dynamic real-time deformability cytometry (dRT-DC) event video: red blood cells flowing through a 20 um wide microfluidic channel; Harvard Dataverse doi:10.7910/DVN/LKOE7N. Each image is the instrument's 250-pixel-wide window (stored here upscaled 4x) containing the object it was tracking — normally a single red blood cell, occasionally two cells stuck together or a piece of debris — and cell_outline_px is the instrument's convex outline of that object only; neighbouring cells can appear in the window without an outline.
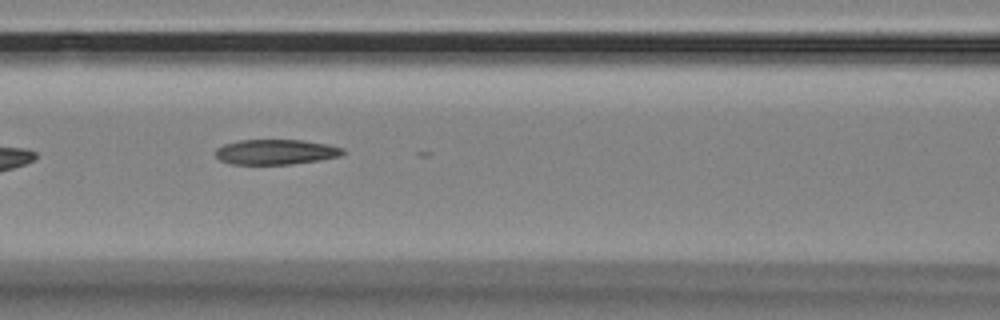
{"species": "Egyptian fruit bat (a non-hibernating species)", "species_latin": "Rousettus aegyptiacus", "temperature_condition": "room temperature", "stored_images_in_passage": 34, "camera_frame_rate_fps": 3000, "um_per_image_px": 0.085, "animal": {"sex": "female"}, "frame": {"image": 1, "passage_image": 9, "time_ms": 2.667, "image_size_px": [1000, 320], "cell_outline_px": [[344, 152], [340, 156], [320, 160], [292, 164], [232, 164], [220, 160], [216, 156], [216, 148], [224, 144], [240, 140], [304, 140], [328, 144], [344, 148]], "centroid_in_image_um": [23.46, 12.91], "position_along_channel_um": 143.1, "area_um2": 18.67}}
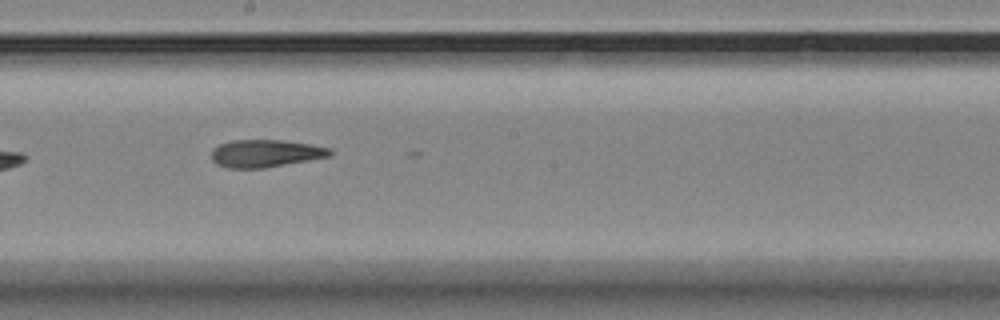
{"frame": {"image": 2, "passage_image": 16, "time_ms": 5.0, "image_size_px": [1000, 320], "cell_outline_px": [[332, 152], [328, 156], [308, 160], [264, 168], [228, 168], [216, 164], [212, 160], [212, 148], [220, 144], [232, 140], [284, 140], [332, 148]], "centroid_in_image_um": [22.53, 13.03], "position_along_channel_um": 225.7, "area_um2": 18.9}}
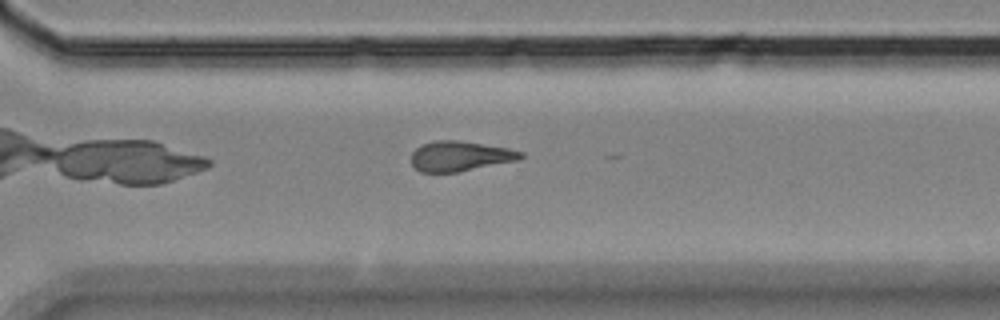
{"frame": {"image": 3, "passage_image": 25, "time_ms": 8.0, "image_size_px": [1000, 320], "cell_outline_px": [[524, 156], [520, 160], [460, 172], [420, 172], [412, 164], [412, 152], [416, 148], [424, 144], [436, 140], [460, 140], [508, 148], [524, 152]], "centroid_in_image_um": [39.15, 13.27], "position_along_channel_um": 331.4, "area_um2": 19.31}, "authors_computed_cell_mechanics": {"area_um2": 19.2763, "velocity_mm_per_s": 3.5405, "shape_relaxation_time_tau1_ms": null, "shape_relaxation_time_tau2_ms": 5.0892, "deformation_change_tau1": null, "deformation_change_tau2": 0.1491}}